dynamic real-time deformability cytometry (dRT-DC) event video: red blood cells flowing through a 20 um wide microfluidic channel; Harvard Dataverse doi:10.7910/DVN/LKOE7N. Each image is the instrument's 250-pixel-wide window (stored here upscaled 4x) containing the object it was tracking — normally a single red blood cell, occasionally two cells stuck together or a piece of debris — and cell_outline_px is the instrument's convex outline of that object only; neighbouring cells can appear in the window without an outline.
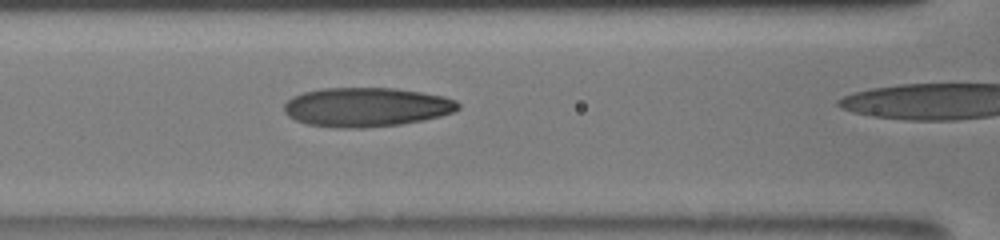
{"species": "human", "species_latin": "Homo sapiens", "temperature_condition": "room temperature", "stored_images_in_passage": 39, "camera_frame_rate_fps": 3000, "um_per_image_px": 0.085, "donor": {"sex": "male"}, "frame": {"image": 1, "passage_image": 28, "time_ms": 8.333, "image_size_px": [1000, 240], "cell_outline_px": [[460, 108], [452, 112], [440, 116], [424, 120], [400, 124], [364, 128], [336, 128], [308, 124], [296, 120], [288, 116], [284, 112], [284, 104], [292, 96], [304, 92], [320, 88], [396, 88], [444, 96], [456, 100], [460, 104]], "centroid_in_image_um": [31.14, 9.1], "position_along_channel_um": 135.5, "area_um2": 39.88}}
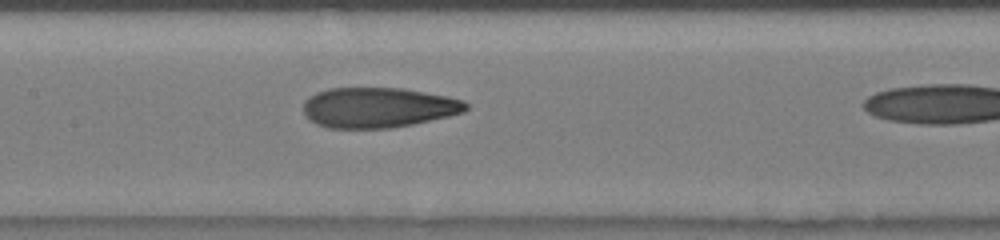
{"frame": {"image": 2, "passage_image": 31, "time_ms": 9.333, "image_size_px": [1000, 240], "cell_outline_px": [[468, 108], [464, 112], [448, 116], [412, 124], [388, 128], [328, 128], [316, 124], [308, 120], [304, 116], [304, 100], [308, 96], [316, 92], [328, 88], [404, 88], [448, 96], [464, 100], [468, 104]], "centroid_in_image_um": [32.12, 9.13], "position_along_channel_um": 175.3, "area_um2": 38.38}}
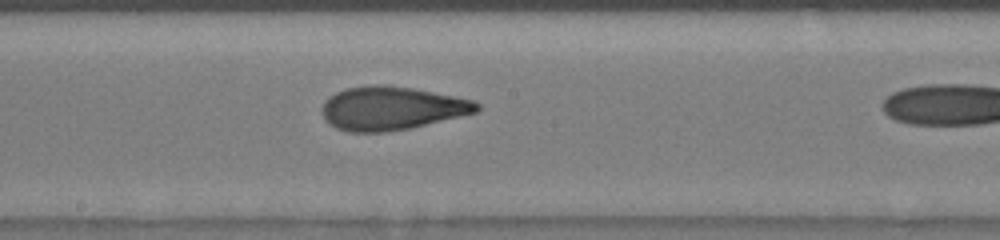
{"frame": {"image": 3, "passage_image": 35, "time_ms": 10.333, "image_size_px": [1000, 240], "cell_outline_px": [[480, 108], [476, 112], [460, 116], [408, 128], [384, 132], [348, 132], [336, 128], [324, 120], [320, 108], [324, 100], [328, 96], [336, 92], [348, 88], [372, 84], [380, 84], [412, 88], [472, 100], [480, 104]], "centroid_in_image_um": [33.2, 9.2], "position_along_channel_um": 215.0, "area_um2": 39.02}}